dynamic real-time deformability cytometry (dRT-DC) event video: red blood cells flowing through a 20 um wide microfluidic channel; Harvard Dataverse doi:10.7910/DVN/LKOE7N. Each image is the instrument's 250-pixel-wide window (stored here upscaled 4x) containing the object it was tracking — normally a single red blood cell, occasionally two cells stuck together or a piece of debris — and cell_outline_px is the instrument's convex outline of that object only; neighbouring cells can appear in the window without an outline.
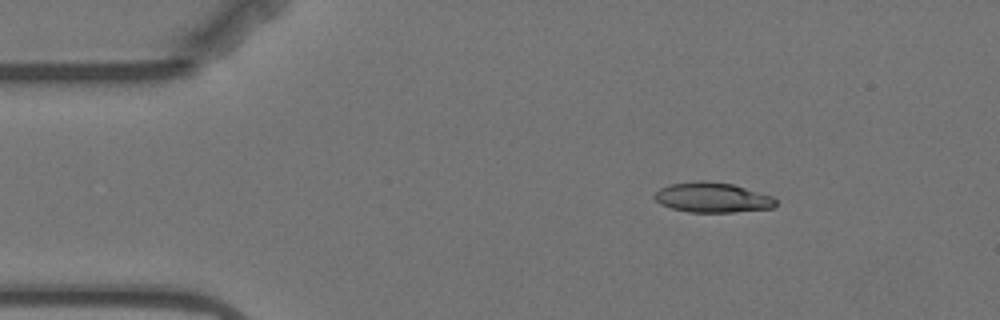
{"species": "Egyptian fruit bat (a non-hibernating species)", "species_latin": "Rousettus aegyptiacus", "temperature_condition": "warm", "stored_images_in_passage": 3, "camera_frame_rate_fps": 3000, "um_per_image_px": 0.085, "animal": {"sex": "female"}, "frame": {"image": 1, "passage_image": 1, "time_ms": 0.0, "image_size_px": [1000, 320], "cell_outline_px": [[776, 204], [772, 208], [732, 212], [688, 212], [672, 208], [660, 204], [652, 196], [660, 188], [668, 184], [696, 180], [700, 180], [732, 184], [772, 196], [776, 200]], "centroid_in_image_um": [60.51, 16.78], "position_along_channel_um": 24.5, "area_um2": 21.15}}